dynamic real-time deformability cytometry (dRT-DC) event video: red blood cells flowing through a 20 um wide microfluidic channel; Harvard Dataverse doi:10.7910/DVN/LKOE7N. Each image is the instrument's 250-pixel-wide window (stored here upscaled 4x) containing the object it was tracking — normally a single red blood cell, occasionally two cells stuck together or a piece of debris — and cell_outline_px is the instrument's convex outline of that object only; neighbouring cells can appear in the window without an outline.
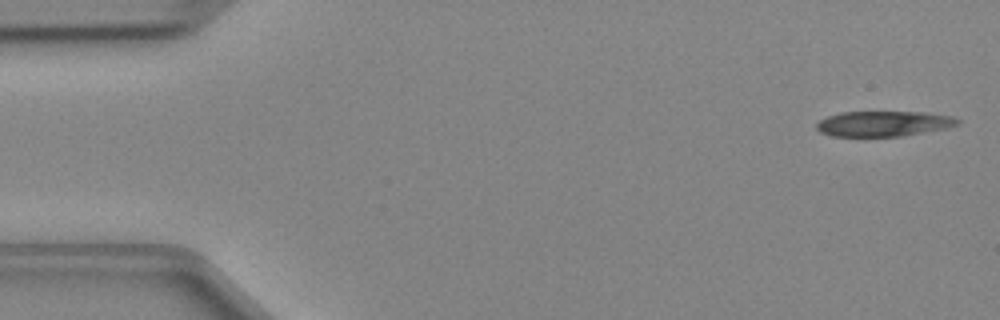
{"species": "Egyptian fruit bat (a non-hibernating species)", "species_latin": "Rousettus aegyptiacus", "temperature_condition": "cold", "stored_images_in_passage": 46, "camera_frame_rate_fps": 3000, "um_per_image_px": 0.085, "animal": {"sex": "female"}, "frame": {"image": 1, "passage_image": 1, "time_ms": 0.0, "image_size_px": [1000, 320], "cell_outline_px": [[960, 124], [948, 128], [904, 136], [832, 136], [820, 132], [816, 128], [816, 124], [820, 120], [828, 116], [840, 112], [924, 112], [952, 116], [960, 120]], "centroid_in_image_um": [75.13, 10.51], "position_along_channel_um": 9.9, "area_um2": 20.92}}
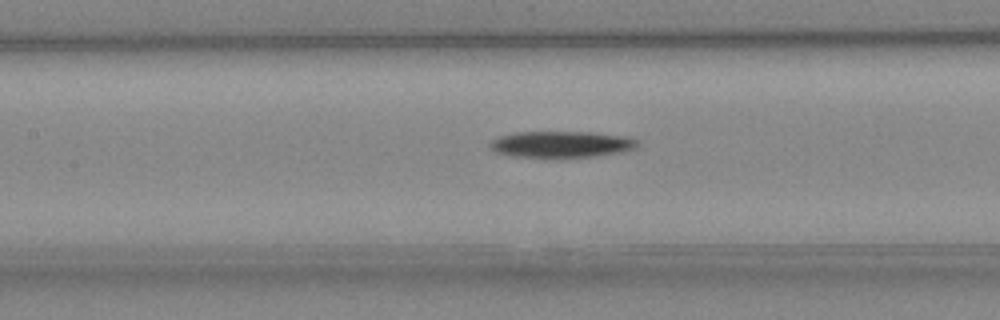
{"frame": {"image": 2, "passage_image": 20, "time_ms": 6.333, "image_size_px": [1000, 320], "cell_outline_px": [[640, 144], [636, 148], [624, 152], [596, 156], [556, 160], [544, 160], [512, 156], [492, 152], [488, 144], [492, 140], [500, 136], [516, 132], [592, 132], [628, 136], [640, 140]], "centroid_in_image_um": [47.72, 12.31], "position_along_channel_um": 159.7, "area_um2": 24.1}}
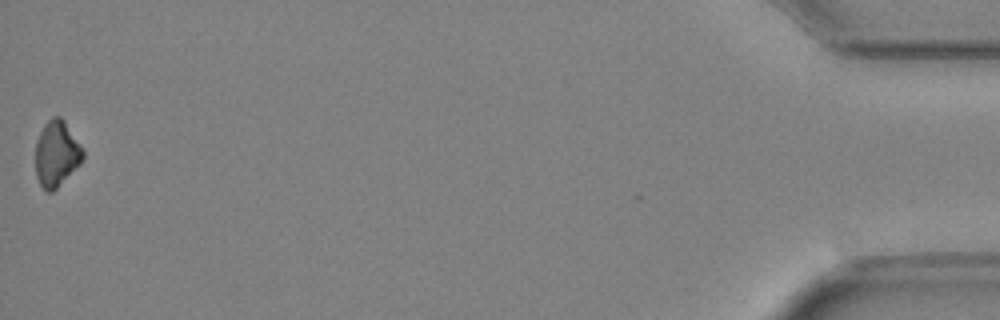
{"frame": {"image": 3, "passage_image": 46, "time_ms": 15.0, "image_size_px": [1000, 320], "cell_outline_px": [[84, 156], [80, 164], [52, 192], [44, 192], [36, 176], [36, 140], [44, 124], [52, 116], [60, 116], [64, 120], [84, 148]], "centroid_in_image_um": [4.81, 13.05], "position_along_channel_um": 430.4, "area_um2": 18.32}}